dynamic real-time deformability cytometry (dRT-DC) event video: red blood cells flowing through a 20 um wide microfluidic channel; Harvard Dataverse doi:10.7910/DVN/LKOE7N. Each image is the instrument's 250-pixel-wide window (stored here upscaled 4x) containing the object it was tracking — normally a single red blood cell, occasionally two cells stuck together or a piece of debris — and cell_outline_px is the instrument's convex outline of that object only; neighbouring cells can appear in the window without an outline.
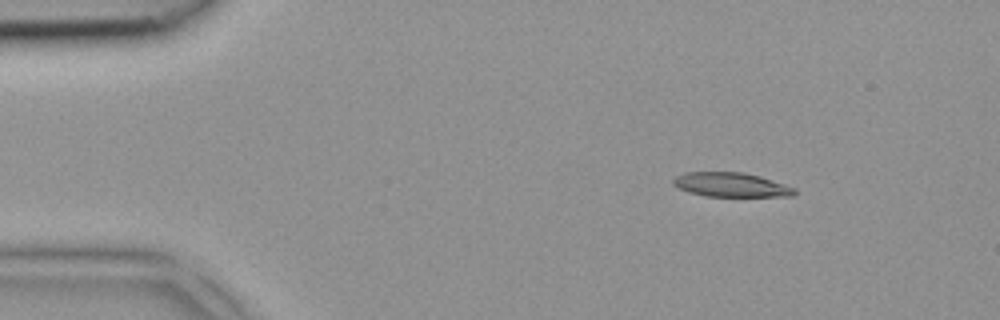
{"species": "common noctule bat (a hibernating species)", "species_latin": "Nyctalus noctula", "temperature_condition": "room temperature", "stored_images_in_passage": 2, "camera_frame_rate_fps": 3000, "um_per_image_px": 0.085, "animal": {"sex": "female", "body_mass_g": 18.4}, "frame": {"image": 1, "passage_image": 1, "time_ms": 0.0, "image_size_px": [1000, 320], "cell_outline_px": [[796, 192], [792, 196], [704, 196], [688, 192], [672, 184], [672, 180], [676, 176], [684, 172], [744, 172], [760, 176], [796, 188]], "centroid_in_image_um": [62.12, 15.7], "position_along_channel_um": 22.9, "area_um2": 17.17}}